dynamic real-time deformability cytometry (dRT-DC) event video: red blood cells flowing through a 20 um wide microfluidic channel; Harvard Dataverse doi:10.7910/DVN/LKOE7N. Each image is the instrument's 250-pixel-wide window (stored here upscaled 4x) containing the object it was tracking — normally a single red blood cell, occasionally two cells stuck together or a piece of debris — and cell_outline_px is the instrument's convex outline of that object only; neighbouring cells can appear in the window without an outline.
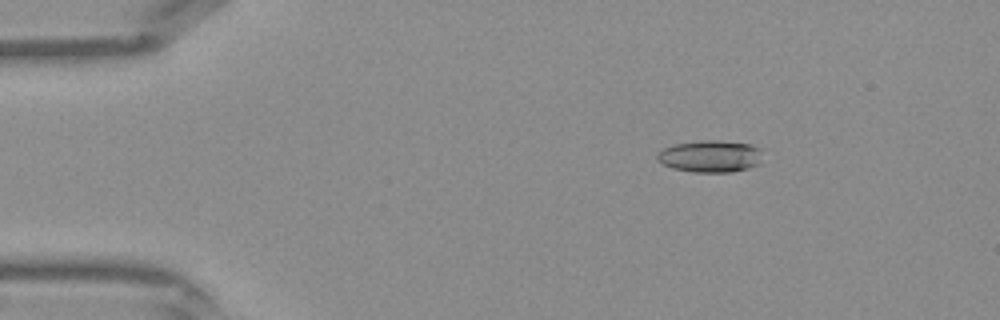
{"species": "Egyptian fruit bat (a non-hibernating species)", "species_latin": "Rousettus aegyptiacus", "temperature_condition": "warm", "stored_images_in_passage": 40, "camera_frame_rate_fps": 3000, "um_per_image_px": 0.085, "frame": {"image": 1, "passage_image": 5, "time_ms": 1.333, "image_size_px": [1000, 320], "cell_outline_px": [[760, 164], [748, 168], [732, 172], [692, 172], [672, 168], [656, 160], [656, 152], [664, 148], [676, 144], [700, 140], [720, 140], [748, 144], [760, 148]], "centroid_in_image_um": [60.34, 13.28], "position_along_channel_um": 24.7, "area_um2": 19.71}}
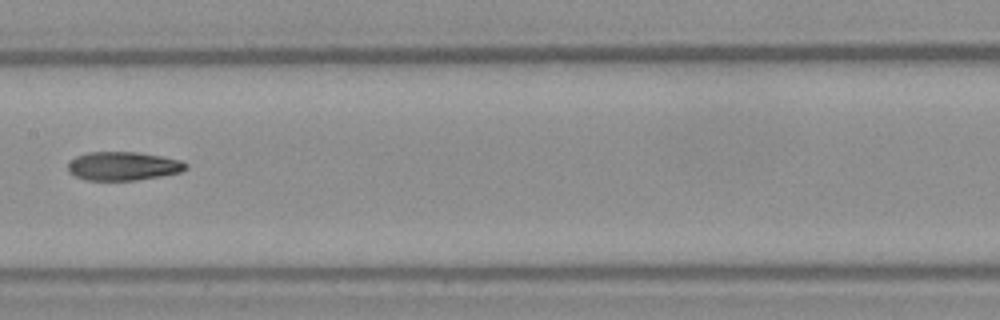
{"frame": {"image": 2, "passage_image": 20, "time_ms": 6.333, "image_size_px": [1000, 320], "cell_outline_px": [[188, 168], [180, 172], [160, 176], [136, 180], [84, 180], [68, 172], [68, 164], [76, 156], [88, 152], [136, 152], [160, 156], [180, 160], [188, 164]], "centroid_in_image_um": [10.46, 14.12], "position_along_channel_um": 196.9, "area_um2": 19.59}}
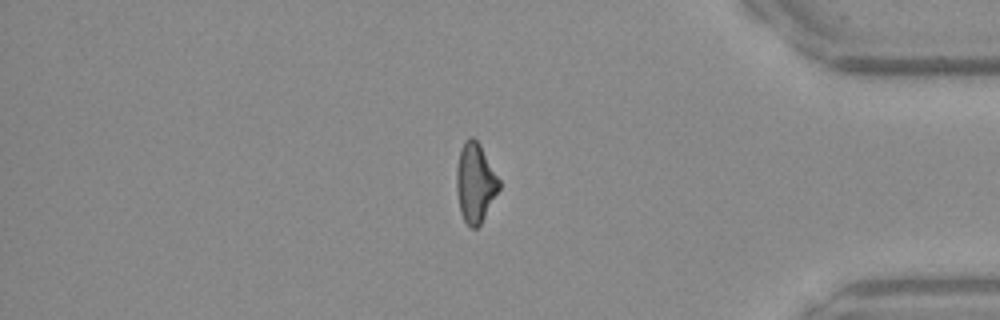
{"frame": {"image": 3, "passage_image": 34, "time_ms": 11.0, "image_size_px": [1000, 320], "cell_outline_px": [[500, 188], [480, 224], [476, 228], [472, 228], [464, 220], [460, 212], [456, 188], [456, 168], [460, 148], [464, 140], [472, 136], [480, 144], [500, 180]], "centroid_in_image_um": [40.38, 15.5], "position_along_channel_um": 394.8, "area_um2": 19.65}}